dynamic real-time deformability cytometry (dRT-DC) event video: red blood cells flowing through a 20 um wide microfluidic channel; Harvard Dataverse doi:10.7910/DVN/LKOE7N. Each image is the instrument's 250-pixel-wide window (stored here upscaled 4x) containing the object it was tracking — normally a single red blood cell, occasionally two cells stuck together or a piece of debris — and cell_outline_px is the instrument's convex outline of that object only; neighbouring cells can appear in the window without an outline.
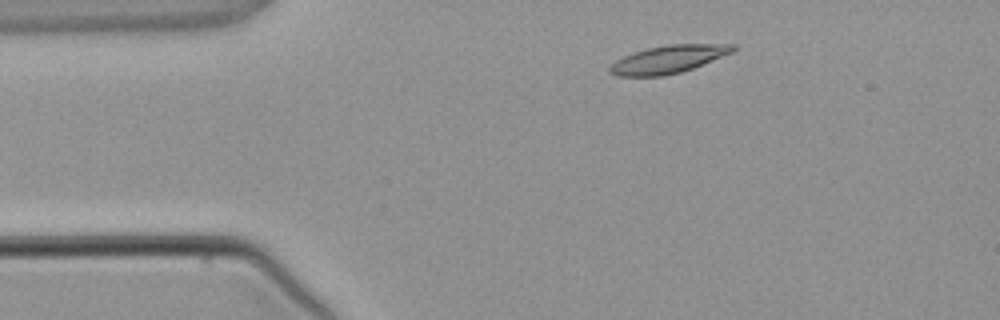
{"species": "common noctule bat (a hibernating species)", "species_latin": "Nyctalus noctula", "temperature_condition": "warm", "stored_images_in_passage": 4, "camera_frame_rate_fps": 3000, "um_per_image_px": 0.085, "animal": {"sex": "male", "body_mass_g": 21.5, "forearm_length_mm": 52.0}, "frame": {"image": 1, "passage_image": 4, "time_ms": 4.667, "image_size_px": [1000, 320], "cell_outline_px": [[736, 48], [732, 52], [692, 68], [680, 72], [664, 76], [616, 76], [608, 72], [608, 68], [616, 60], [624, 56], [648, 48], [668, 44], [736, 44]], "centroid_in_image_um": [56.78, 5.04], "position_along_channel_um": 28.2, "area_um2": 19.71}}